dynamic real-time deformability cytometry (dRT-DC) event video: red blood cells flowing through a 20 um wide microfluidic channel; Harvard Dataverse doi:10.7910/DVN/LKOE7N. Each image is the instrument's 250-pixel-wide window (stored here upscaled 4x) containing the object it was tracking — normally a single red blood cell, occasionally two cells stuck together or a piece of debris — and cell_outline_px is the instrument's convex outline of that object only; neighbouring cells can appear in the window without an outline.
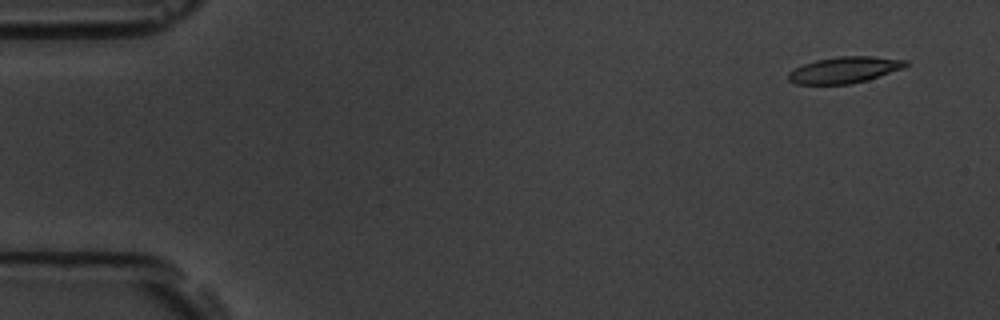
{"species": "common noctule bat (a hibernating species)", "species_latin": "Nyctalus noctula", "temperature_condition": "room temperature", "stored_images_in_passage": 6, "camera_frame_rate_fps": 3000, "um_per_image_px": 0.085, "animal": {"sex": "male", "body_mass_g": 19.5, "forearm_length_mm": 54.6}, "frame": {"image": 1, "passage_image": 1, "time_ms": 0.0, "image_size_px": [1000, 320], "cell_outline_px": [[908, 64], [904, 68], [868, 80], [852, 84], [796, 84], [788, 80], [788, 72], [804, 64], [816, 60], [836, 56], [872, 56], [908, 60]], "centroid_in_image_um": [71.8, 5.94], "position_along_channel_um": 13.2, "area_um2": 18.09}}
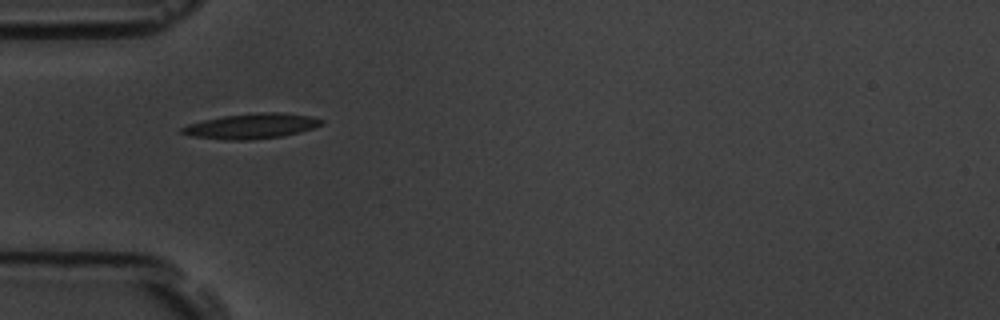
{"frame": {"image": 2, "passage_image": 5, "time_ms": 4.667, "image_size_px": [1000, 320], "cell_outline_px": [[324, 124], [300, 132], [280, 136], [248, 140], [224, 140], [192, 136], [180, 132], [180, 128], [188, 124], [204, 120], [224, 116], [256, 112], [280, 112], [308, 116], [324, 120]], "centroid_in_image_um": [21.36, 10.71], "position_along_channel_um": 63.6, "area_um2": 20.35}}
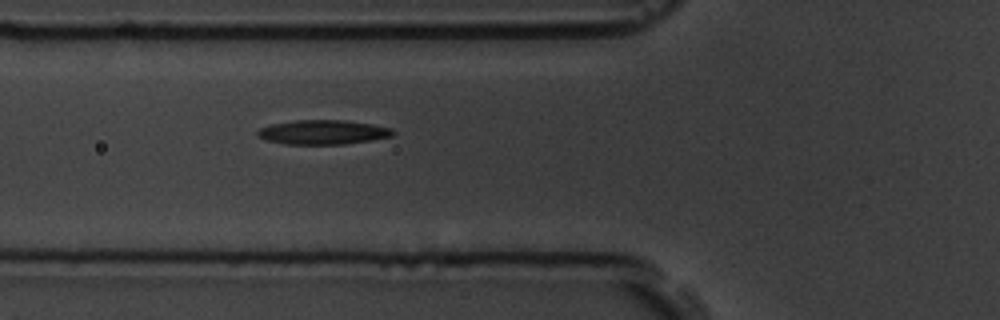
{"frame": {"image": 3, "passage_image": 6, "time_ms": 5.667, "image_size_px": [1000, 320], "cell_outline_px": [[396, 132], [392, 136], [372, 140], [344, 144], [284, 144], [268, 140], [260, 136], [256, 132], [260, 128], [272, 124], [296, 120], [344, 120], [372, 124], [392, 128]], "centroid_in_image_um": [27.5, 11.23], "position_along_channel_um": 98.3, "area_um2": 19.13}}